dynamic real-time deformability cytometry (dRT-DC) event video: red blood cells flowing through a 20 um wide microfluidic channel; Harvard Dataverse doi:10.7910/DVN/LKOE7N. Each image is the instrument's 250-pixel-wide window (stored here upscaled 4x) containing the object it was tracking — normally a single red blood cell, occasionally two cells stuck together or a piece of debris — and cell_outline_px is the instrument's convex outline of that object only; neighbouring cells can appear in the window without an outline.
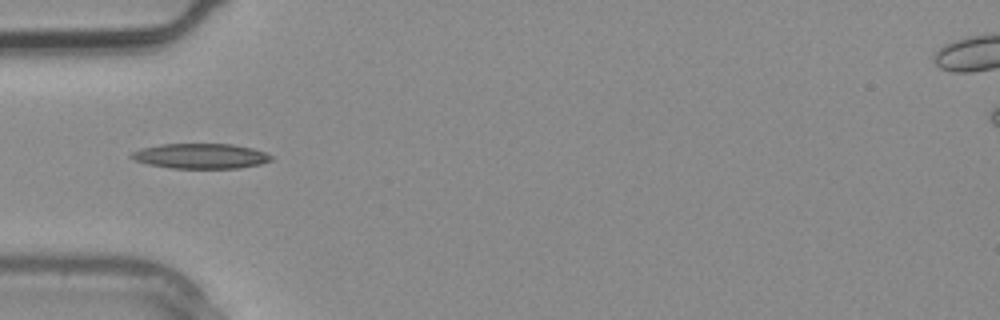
{"species": "common noctule bat (a hibernating species)", "species_latin": "Nyctalus noctula", "temperature_condition": "warm", "stored_images_in_passage": 2, "camera_frame_rate_fps": 3000, "um_per_image_px": 0.085, "animal": {"sex": "male", "body_mass_g": 20.4}, "frame": {"image": 1, "passage_image": 2, "time_ms": 0.333, "image_size_px": [1000, 320], "cell_outline_px": [[272, 160], [260, 164], [240, 168], [172, 168], [148, 164], [136, 160], [128, 156], [132, 152], [140, 148], [160, 144], [232, 144], [252, 148], [264, 152], [272, 156]], "centroid_in_image_um": [17.04, 13.26], "position_along_channel_um": 68.0, "area_um2": 20.4}}